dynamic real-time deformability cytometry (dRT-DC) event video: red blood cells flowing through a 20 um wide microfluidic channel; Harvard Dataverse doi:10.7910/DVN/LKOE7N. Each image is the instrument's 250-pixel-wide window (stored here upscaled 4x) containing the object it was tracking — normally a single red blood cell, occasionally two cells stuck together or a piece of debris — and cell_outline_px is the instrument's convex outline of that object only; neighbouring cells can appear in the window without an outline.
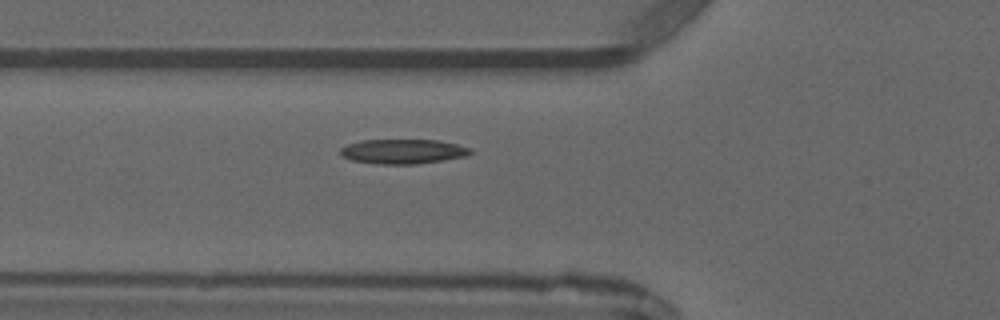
{"species": "common noctule bat (a hibernating species)", "species_latin": "Nyctalus noctula", "temperature_condition": "warm", "stored_images_in_passage": 4, "camera_frame_rate_fps": 3000, "um_per_image_px": 0.085, "animal": {"sex": "male", "forearm_length_mm": 52.5}, "frame": {"image": 1, "passage_image": 4, "time_ms": 4.333, "image_size_px": [1000, 320], "cell_outline_px": [[472, 152], [468, 156], [416, 164], [376, 164], [352, 160], [344, 156], [340, 152], [340, 148], [348, 144], [360, 140], [436, 140], [456, 144], [472, 148]], "centroid_in_image_um": [34.27, 12.87], "position_along_channel_um": 91.5, "area_um2": 18.61}}